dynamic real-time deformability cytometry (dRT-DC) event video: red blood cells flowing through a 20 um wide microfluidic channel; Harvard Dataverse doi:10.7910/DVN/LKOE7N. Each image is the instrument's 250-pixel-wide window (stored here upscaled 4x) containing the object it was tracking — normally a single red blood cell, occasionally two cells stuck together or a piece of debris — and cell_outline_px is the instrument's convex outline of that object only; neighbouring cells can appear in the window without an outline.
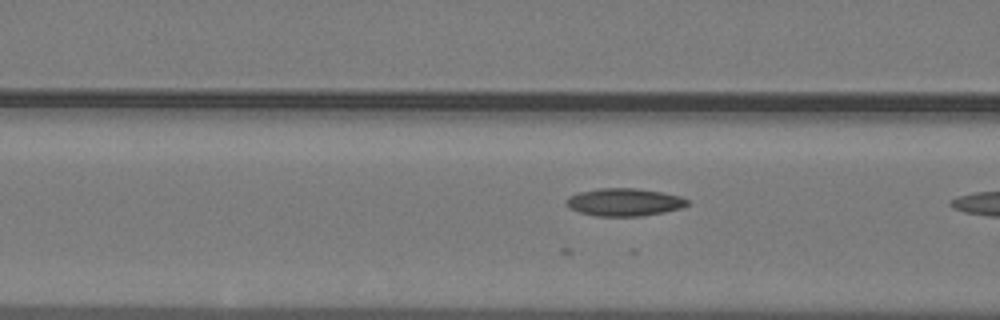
{"species": "common noctule bat (a hibernating species)", "species_latin": "Nyctalus noctula", "temperature_condition": "warm", "stored_images_in_passage": 8, "camera_frame_rate_fps": 3000, "um_per_image_px": 0.085, "animal": {"sex": "male", "body_mass_g": 19.2, "forearm_length_mm": 51.8}, "frame": {"image": 1, "passage_image": 7, "time_ms": 2.0, "image_size_px": [1000, 320], "cell_outline_px": [[688, 204], [680, 208], [664, 212], [640, 216], [596, 216], [580, 212], [564, 204], [564, 200], [568, 196], [580, 192], [600, 188], [636, 188], [664, 192], [680, 196], [688, 200]], "centroid_in_image_um": [53.05, 17.17], "position_along_channel_um": 113.6, "area_um2": 19.54}}